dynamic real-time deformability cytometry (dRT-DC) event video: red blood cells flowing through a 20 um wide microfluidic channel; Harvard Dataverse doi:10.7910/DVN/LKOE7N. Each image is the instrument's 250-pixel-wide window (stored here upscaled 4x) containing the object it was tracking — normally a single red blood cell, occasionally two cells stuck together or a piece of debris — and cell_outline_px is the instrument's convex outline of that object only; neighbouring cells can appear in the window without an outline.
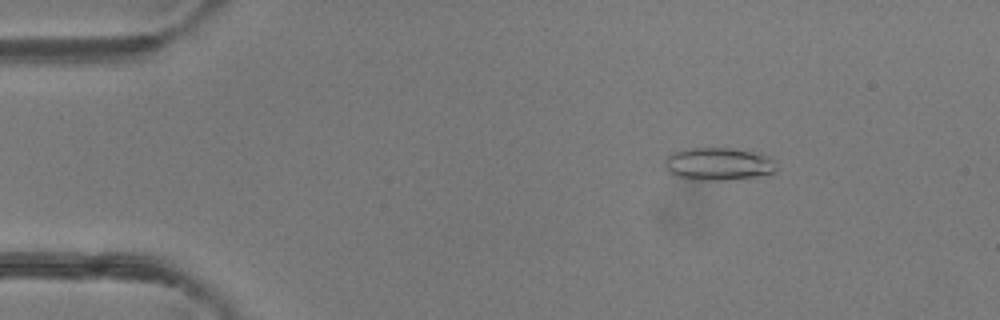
{"species": "common noctule bat (a hibernating species)", "species_latin": "Nyctalus noctula", "temperature_condition": "room temperature", "stored_images_in_passage": 47, "camera_frame_rate_fps": 3000, "um_per_image_px": 0.085, "animal": {"sex": "female"}, "frame": {"image": 1, "passage_image": 6, "time_ms": 1.667, "image_size_px": [1000, 320], "cell_outline_px": [[776, 172], [728, 180], [688, 180], [676, 176], [668, 172], [664, 168], [664, 156], [672, 152], [684, 148], [732, 148], [752, 152], [764, 156], [772, 160], [776, 168]], "centroid_in_image_um": [60.92, 13.94], "position_along_channel_um": 24.1, "area_um2": 21.33}}
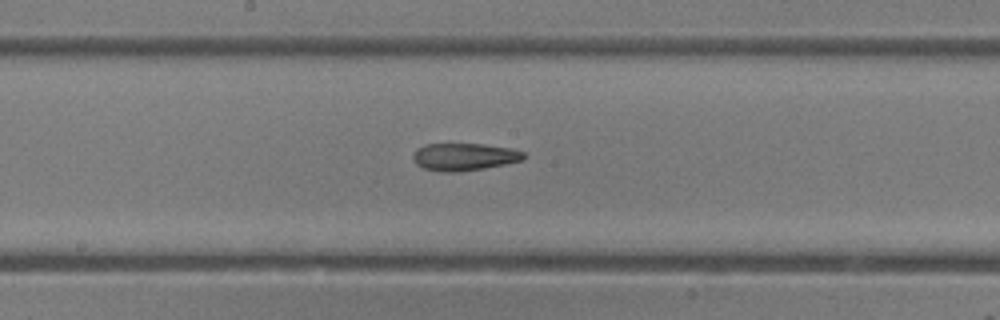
{"frame": {"image": 2, "passage_image": 24, "time_ms": 7.667, "image_size_px": [1000, 320], "cell_outline_px": [[524, 160], [484, 168], [460, 172], [440, 172], [424, 168], [416, 164], [412, 156], [416, 148], [424, 144], [484, 144], [512, 148], [524, 152]], "centroid_in_image_um": [39.44, 13.33], "position_along_channel_um": 208.8, "area_um2": 17.8}}
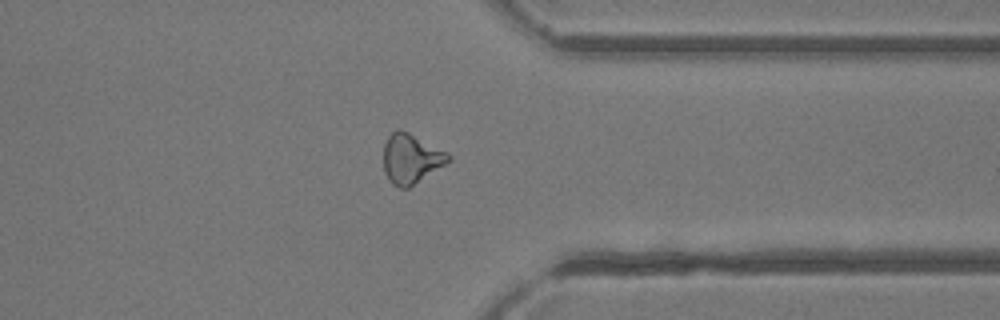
{"frame": {"image": 3, "passage_image": 36, "time_ms": 11.667, "image_size_px": [1000, 320], "cell_outline_px": [[452, 160], [448, 164], [408, 188], [400, 188], [392, 184], [388, 180], [384, 172], [384, 144], [388, 136], [396, 128], [400, 128], [448, 152], [452, 156]], "centroid_in_image_um": [34.96, 13.49], "position_along_channel_um": 376.4, "area_um2": 19.13}, "authors_computed_cell_mechanics": {"area_um2": 18.9584, "velocity_mm_per_s": 4.3362, "shape_relaxation_time_tau1_ms": null, "shape_relaxation_time_tau2_ms": 7.0736, "deformation_change_tau1": null, "deformation_change_tau2": 0.1931}}